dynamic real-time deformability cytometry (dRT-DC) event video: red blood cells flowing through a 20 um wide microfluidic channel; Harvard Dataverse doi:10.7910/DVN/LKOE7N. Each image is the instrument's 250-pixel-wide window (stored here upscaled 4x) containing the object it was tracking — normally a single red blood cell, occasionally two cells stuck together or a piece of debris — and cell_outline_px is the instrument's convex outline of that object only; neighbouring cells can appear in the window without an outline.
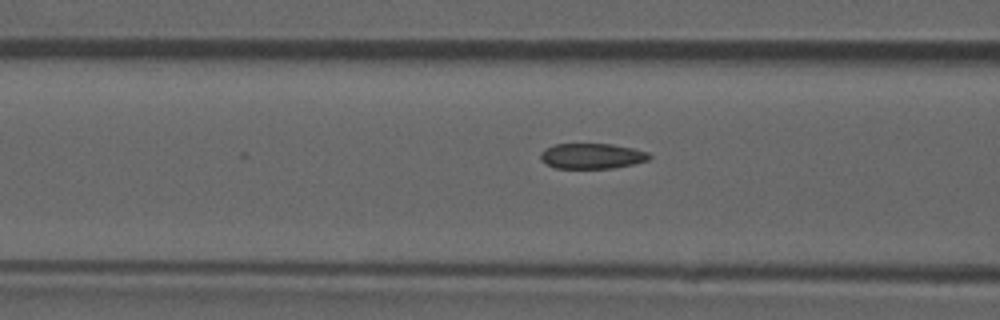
{"species": "common noctule bat (a hibernating species)", "species_latin": "Nyctalus noctula", "temperature_condition": "room temperature", "stored_images_in_passage": 27, "camera_frame_rate_fps": 3000, "um_per_image_px": 0.085, "animal": {"sex": "male", "forearm_length_mm": 52.5}, "frame": {"image": 1, "passage_image": 5, "time_ms": 1.333, "image_size_px": [1000, 320], "cell_outline_px": [[652, 156], [648, 160], [632, 164], [612, 168], [556, 168], [540, 160], [540, 152], [544, 148], [556, 144], [612, 144], [632, 148], [648, 152]], "centroid_in_image_um": [50.29, 13.26], "position_along_channel_um": 116.3, "area_um2": 16.07}}
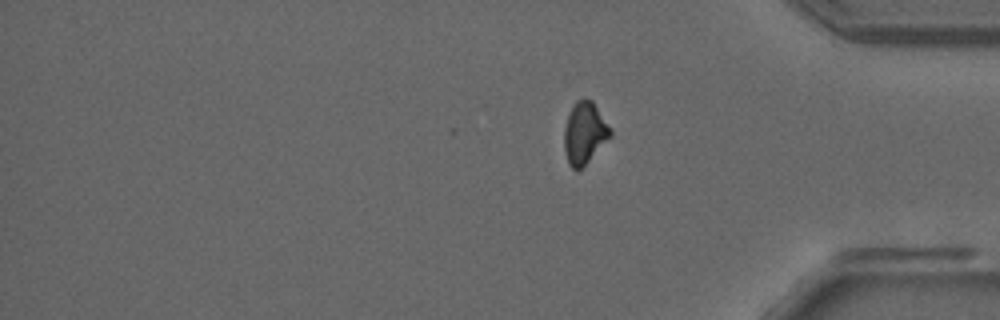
{"frame": {"image": 2, "passage_image": 27, "time_ms": 8.667, "image_size_px": [1000, 320], "cell_outline_px": [[612, 136], [580, 168], [572, 168], [568, 164], [564, 152], [564, 128], [572, 104], [576, 100], [584, 96], [592, 100], [612, 128]], "centroid_in_image_um": [49.69, 11.24], "position_along_channel_um": 385.5, "area_um2": 16.76}, "authors_computed_cell_mechanics": {"area_um2": 16.9354, "velocity_mm_per_s": 3.8807, "shape_relaxation_time_tau1_ms": null, "shape_relaxation_time_tau2_ms": 2.8171, "deformation_change_tau1": null, "deformation_change_tau2": 0.0733}}